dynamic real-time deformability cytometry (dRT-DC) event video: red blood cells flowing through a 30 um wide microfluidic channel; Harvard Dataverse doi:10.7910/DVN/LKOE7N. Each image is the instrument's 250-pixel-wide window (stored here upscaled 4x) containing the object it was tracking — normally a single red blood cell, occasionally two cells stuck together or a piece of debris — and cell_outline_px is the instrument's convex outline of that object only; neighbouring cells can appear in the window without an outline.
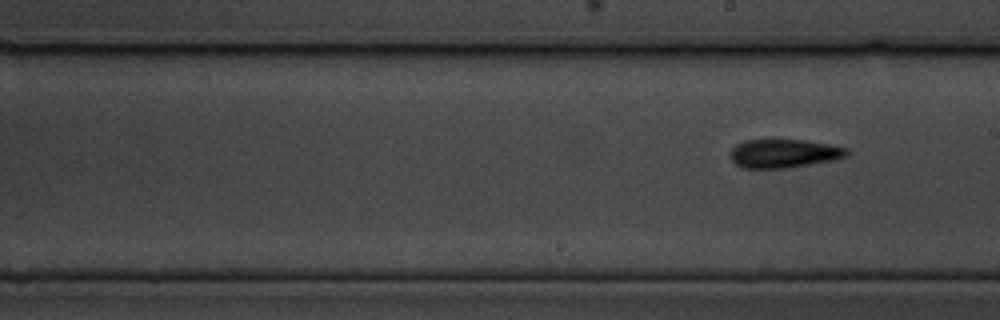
{"species": "common noctule bat (a hibernating species)", "species_latin": "Nyctalus noctula", "temperature_condition": "cold", "stored_images_in_passage": 8, "segment_of_instrument_passage": [2, 2], "camera_frame_rate_fps": 3000, "um_per_image_px": 0.085, "animal": {"sex": "male", "body_mass_g": 19.5, "forearm_length_mm": 54.6}, "frame": {"image": 1, "passage_image": 8, "time_ms": 9.0, "image_size_px": [1000, 320], "cell_outline_px": [[848, 156], [836, 160], [788, 168], [744, 168], [736, 164], [732, 160], [732, 148], [736, 144], [744, 140], [772, 136], [804, 140], [828, 144], [848, 148]], "centroid_in_image_um": [66.63, 12.99], "position_along_channel_um": 222.4, "area_um2": 20.29}}